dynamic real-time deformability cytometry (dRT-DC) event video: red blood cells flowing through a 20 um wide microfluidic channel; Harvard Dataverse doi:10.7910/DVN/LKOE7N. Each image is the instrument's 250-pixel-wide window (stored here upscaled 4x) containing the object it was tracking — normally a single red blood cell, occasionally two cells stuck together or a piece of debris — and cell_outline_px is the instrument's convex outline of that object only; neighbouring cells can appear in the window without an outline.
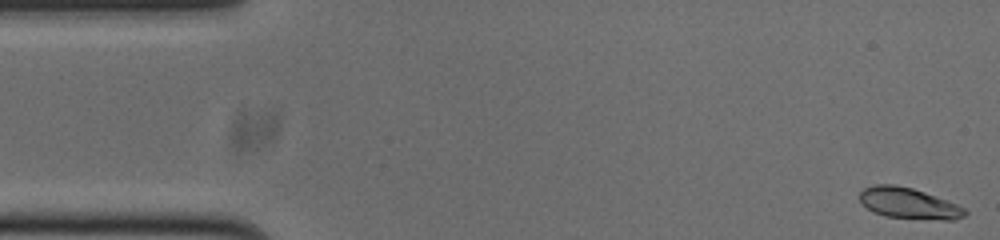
{"species": "common noctule bat (a hibernating species)", "species_latin": "Nyctalus noctula", "temperature_condition": "cold", "stored_images_in_passage": 53, "camera_frame_rate_fps": 3000, "um_per_image_px": 0.085, "animal": {"sex": "male", "body_mass_g": 20.0, "forearm_length_mm": 53.3}, "frame": {"image": 1, "passage_image": 1, "time_ms": 0.0, "image_size_px": [1000, 240], "cell_outline_px": [[968, 212], [964, 216], [956, 220], [944, 220], [884, 216], [872, 212], [860, 200], [860, 192], [864, 188], [872, 184], [896, 184], [912, 188], [924, 192], [956, 204], [964, 208]], "centroid_in_image_um": [77.23, 17.28], "position_along_channel_um": 7.8, "area_um2": 18.9}}
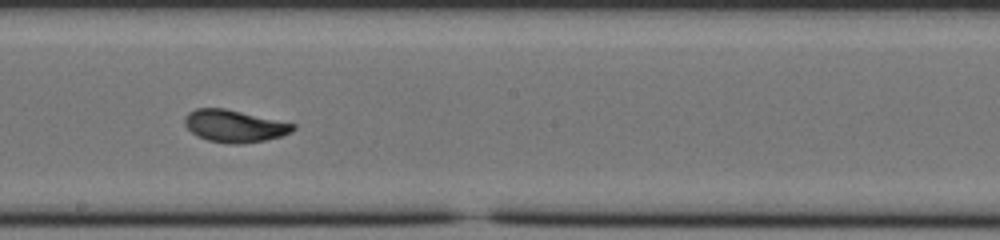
{"frame": {"image": 2, "passage_image": 28, "time_ms": 9.0, "image_size_px": [1000, 240], "cell_outline_px": [[296, 128], [292, 132], [280, 136], [264, 140], [240, 144], [232, 144], [208, 140], [196, 136], [184, 124], [184, 116], [188, 112], [196, 108], [224, 108], [296, 124]], "centroid_in_image_um": [19.9, 10.71], "position_along_channel_um": 228.3, "area_um2": 20.29}}
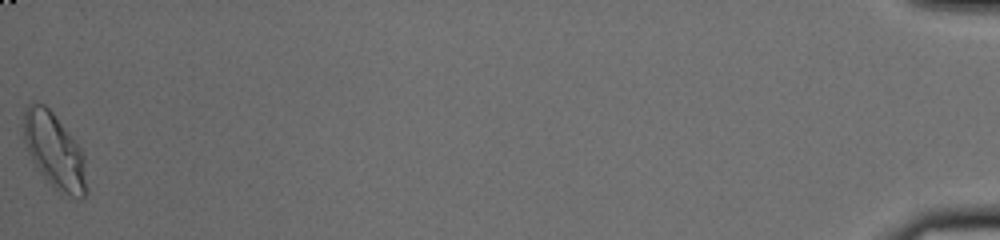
{"frame": {"image": 3, "passage_image": 53, "time_ms": 17.333, "image_size_px": [1000, 240], "cell_outline_px": [[88, 192], [80, 200], [56, 188], [40, 172], [32, 160], [28, 152], [24, 140], [24, 108], [32, 100], [44, 104], [52, 112], [80, 148], [84, 156]], "centroid_in_image_um": [4.63, 12.81], "position_along_channel_um": 430.6, "area_um2": 27.28}, "authors_computed_cell_mechanics": {"area_um2": 20.2878, "velocity_mm_per_s": 3.7514, "shape_relaxation_time_tau1_ms": 2.3821, "shape_relaxation_time_tau2_ms": 1.0267, "deformation_change_tau1": 0.1109, "deformation_change_tau2": 0.0521}}